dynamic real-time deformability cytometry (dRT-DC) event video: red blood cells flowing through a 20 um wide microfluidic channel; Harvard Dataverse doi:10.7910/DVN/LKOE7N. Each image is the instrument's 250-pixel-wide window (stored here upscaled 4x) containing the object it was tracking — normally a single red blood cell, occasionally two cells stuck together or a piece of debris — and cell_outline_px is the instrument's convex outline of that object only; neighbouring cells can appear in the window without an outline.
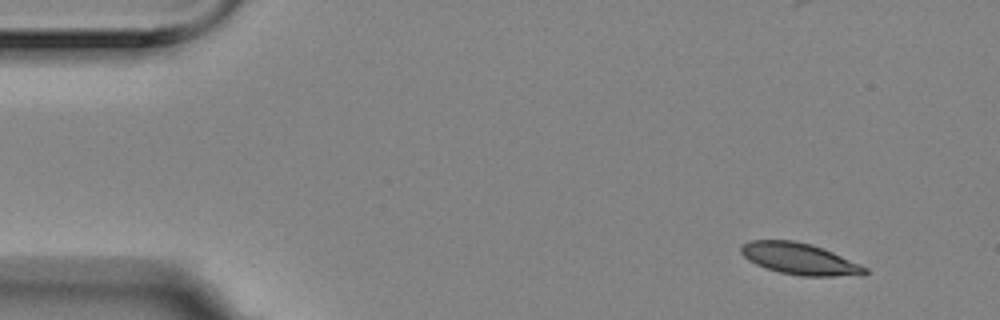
{"species": "Egyptian fruit bat (a non-hibernating species)", "species_latin": "Rousettus aegyptiacus", "temperature_condition": "room temperature", "stored_images_in_passage": 5, "segment_of_instrument_passage": [1, 2], "camera_frame_rate_fps": 3000, "um_per_image_px": 0.085, "animal": {"sex": "female"}, "frame": {"image": 1, "passage_image": 1, "time_ms": 0.0, "image_size_px": [1000, 320], "cell_outline_px": [[868, 272], [864, 276], [800, 276], [780, 272], [756, 264], [748, 260], [740, 252], [740, 248], [748, 240], [792, 240], [812, 244], [832, 252], [860, 264], [868, 268]], "centroid_in_image_um": [68.0, 22.01], "position_along_channel_um": 17.0, "area_um2": 22.77}}